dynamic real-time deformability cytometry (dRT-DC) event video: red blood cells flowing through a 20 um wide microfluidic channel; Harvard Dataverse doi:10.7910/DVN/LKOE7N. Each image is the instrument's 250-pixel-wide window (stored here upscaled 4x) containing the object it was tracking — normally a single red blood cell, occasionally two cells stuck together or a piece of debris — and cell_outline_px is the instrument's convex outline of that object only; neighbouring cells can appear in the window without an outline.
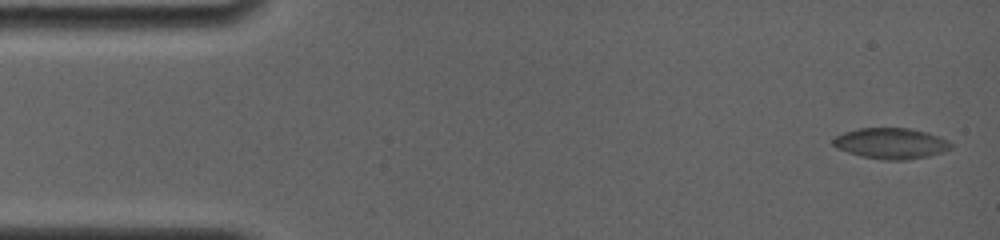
{"species": "common noctule bat (a hibernating species)", "species_latin": "Nyctalus noctula", "temperature_condition": "room temperature", "stored_images_in_passage": 7, "camera_frame_rate_fps": 4000, "um_per_image_px": 0.085, "animal": {"sex": "female", "body_mass_g": 19.0, "forearm_length_mm": 56.7}, "frame": {"image": 1, "passage_image": 1, "time_ms": 0.0, "image_size_px": [1000, 240], "cell_outline_px": [[952, 148], [928, 156], [904, 160], [884, 160], [860, 156], [836, 148], [832, 144], [832, 140], [836, 136], [844, 132], [860, 128], [908, 128], [928, 132], [940, 136], [948, 140], [952, 144]], "centroid_in_image_um": [75.73, 12.18], "position_along_channel_um": 9.3, "area_um2": 21.21}}
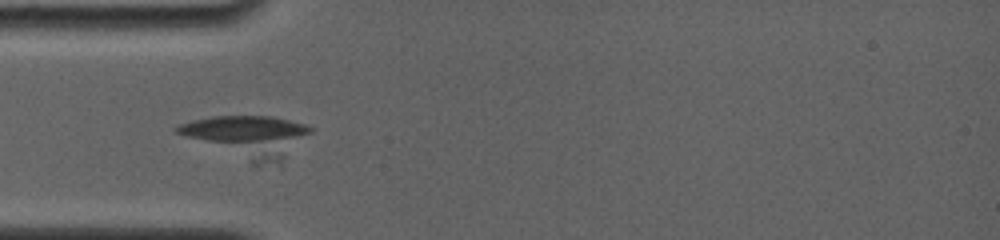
{"frame": {"image": 2, "passage_image": 6, "time_ms": 4.5, "image_size_px": [1000, 240], "cell_outline_px": [[312, 132], [280, 164], [256, 164], [184, 136], [176, 132], [172, 128], [180, 124], [192, 120], [212, 116], [272, 116], [304, 124], [312, 128]], "centroid_in_image_um": [21.09, 11.58], "position_along_channel_um": 63.9, "area_um2": 31.96}}